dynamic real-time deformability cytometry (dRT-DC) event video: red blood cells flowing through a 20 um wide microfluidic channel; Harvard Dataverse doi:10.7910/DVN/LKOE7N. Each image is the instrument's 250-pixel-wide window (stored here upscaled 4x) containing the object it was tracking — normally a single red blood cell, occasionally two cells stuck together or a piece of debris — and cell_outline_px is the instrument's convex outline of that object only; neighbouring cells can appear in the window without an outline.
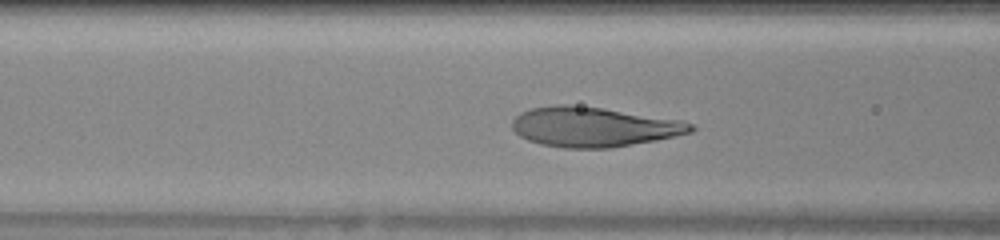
{"species": "human", "species_latin": "Homo sapiens", "temperature_condition": "warm", "stored_images_in_passage": 42, "camera_frame_rate_fps": 3000, "um_per_image_px": 0.085, "donor": {"sex": "female"}, "frame": {"image": 1, "passage_image": 13, "time_ms": 4.0, "image_size_px": [1000, 240], "cell_outline_px": [[696, 128], [692, 132], [656, 140], [608, 148], [564, 148], [540, 144], [528, 140], [520, 136], [512, 128], [512, 120], [520, 112], [532, 108], [556, 104], [568, 104], [604, 108], [684, 120], [692, 124]], "centroid_in_image_um": [50.46, 10.77], "position_along_channel_um": 116.1, "area_um2": 41.56}}
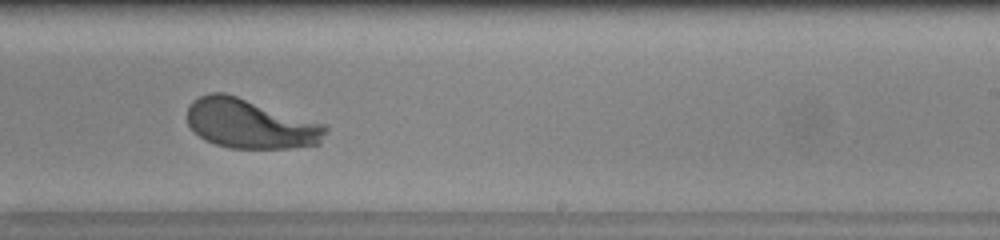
{"frame": {"image": 2, "passage_image": 24, "time_ms": 7.667, "image_size_px": [1000, 240], "cell_outline_px": [[328, 128], [320, 144], [288, 148], [228, 148], [204, 140], [188, 124], [188, 104], [192, 100], [208, 92], [224, 92], [328, 124]], "centroid_in_image_um": [21.3, 10.51], "position_along_channel_um": 267.7, "area_um2": 40.17}, "authors_computed_cell_mechanics": {"area_um2": 40.8357, "velocity_mm_per_s": 4.1451, "shape_relaxation_time_tau1_ms": 2.1828, "shape_relaxation_time_tau2_ms": null, "deformation_change_tau1": 0.1637, "deformation_change_tau2": null}}